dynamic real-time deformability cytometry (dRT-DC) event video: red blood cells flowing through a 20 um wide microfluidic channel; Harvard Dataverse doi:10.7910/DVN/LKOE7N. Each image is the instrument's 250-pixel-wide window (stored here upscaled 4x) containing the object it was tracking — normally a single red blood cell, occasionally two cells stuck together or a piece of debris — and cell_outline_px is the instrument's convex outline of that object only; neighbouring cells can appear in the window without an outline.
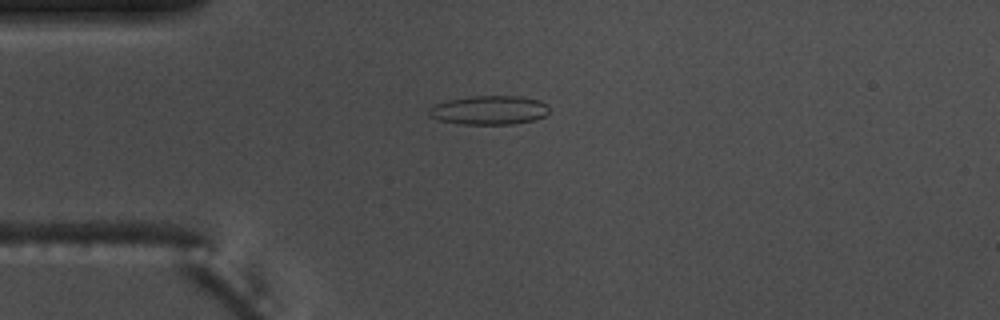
{"species": "common noctule bat (a hibernating species)", "species_latin": "Nyctalus noctula", "temperature_condition": "warm", "stored_images_in_passage": 4, "camera_frame_rate_fps": 3000, "um_per_image_px": 0.085, "animal": {"sex": "male", "body_mass_g": 17.5, "forearm_length_mm": 52.3}, "frame": {"image": 1, "passage_image": 2, "time_ms": 0.333, "image_size_px": [1000, 320], "cell_outline_px": [[548, 112], [544, 116], [536, 120], [512, 124], [464, 124], [440, 120], [428, 116], [428, 108], [436, 104], [448, 100], [472, 96], [520, 96], [540, 100], [548, 104]], "centroid_in_image_um": [41.6, 9.36], "position_along_channel_um": 43.4, "area_um2": 20.35}}